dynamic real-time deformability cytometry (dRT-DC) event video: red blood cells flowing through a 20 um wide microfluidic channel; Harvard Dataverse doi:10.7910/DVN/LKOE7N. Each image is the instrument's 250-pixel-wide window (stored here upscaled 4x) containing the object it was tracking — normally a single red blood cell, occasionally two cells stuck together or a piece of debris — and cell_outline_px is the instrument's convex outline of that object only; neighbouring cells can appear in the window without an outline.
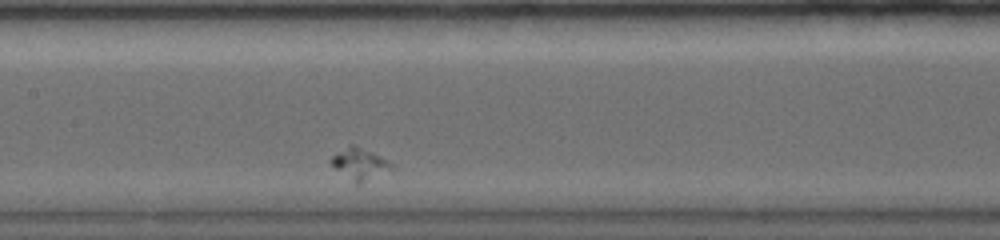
{"species": "common noctule bat (a hibernating species)", "species_latin": "Nyctalus noctula", "temperature_condition": "warm", "stored_images_in_passage": 52, "camera_frame_rate_fps": 5000, "um_per_image_px": 0.085, "animal": {"sex": "female", "body_mass_g": 19.0, "forearm_length_mm": 56.7}, "frame": {"image": 1, "passage_image": 22, "time_ms": 4.2, "image_size_px": [1000, 240], "cell_outline_px": [[396, 168], [360, 184], [356, 184], [336, 168], [332, 164], [332, 156], [348, 144], [352, 144], [372, 152], [396, 164]], "centroid_in_image_um": [30.66, 13.93], "position_along_channel_um": 176.7, "area_um2": 11.04}}